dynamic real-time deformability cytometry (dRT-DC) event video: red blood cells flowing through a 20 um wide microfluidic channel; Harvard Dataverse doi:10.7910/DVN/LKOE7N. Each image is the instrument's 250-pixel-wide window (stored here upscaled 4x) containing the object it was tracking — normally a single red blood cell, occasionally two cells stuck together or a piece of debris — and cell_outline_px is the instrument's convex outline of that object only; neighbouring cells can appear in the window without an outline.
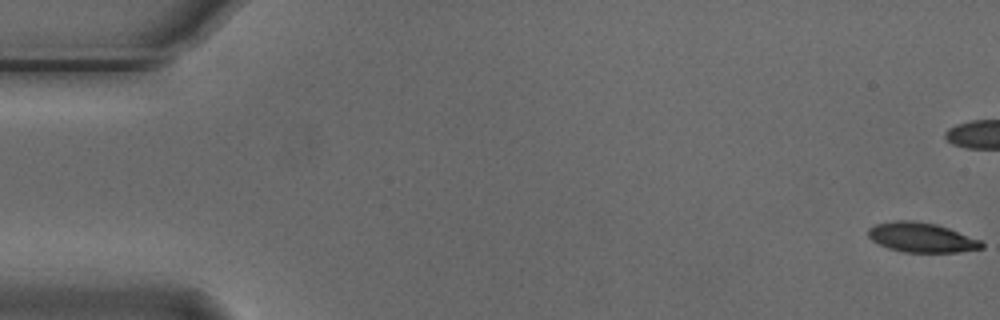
{"species": "Egyptian fruit bat (a non-hibernating species)", "species_latin": "Rousettus aegyptiacus", "temperature_condition": "cold", "stored_images_in_passage": 9, "camera_frame_rate_fps": 3000, "um_per_image_px": 0.085, "animal": {"sex": "male"}, "frame": {"image": 1, "passage_image": 1, "time_ms": 0.0, "image_size_px": [1000, 320], "cell_outline_px": [[984, 248], [960, 252], [904, 252], [888, 248], [872, 240], [868, 236], [868, 228], [876, 224], [896, 220], [916, 220], [936, 224], [948, 228], [980, 240], [984, 244]], "centroid_in_image_um": [78.33, 20.18], "position_along_channel_um": 6.7, "area_um2": 19.59}}
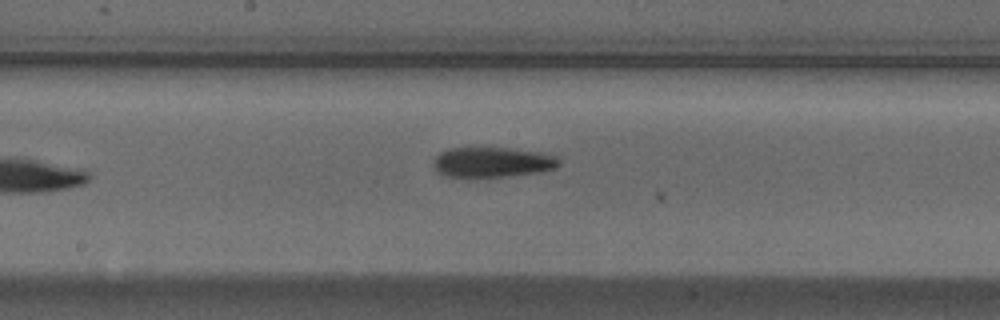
{"frame": {"image": 2, "passage_image": 9, "time_ms": 2.667, "image_size_px": [1000, 320], "cell_outline_px": [[560, 164], [556, 168], [540, 172], [508, 176], [448, 176], [440, 172], [432, 164], [436, 156], [440, 152], [448, 148], [508, 148], [544, 152], [556, 156], [560, 160]], "centroid_in_image_um": [41.92, 13.77], "position_along_channel_um": 206.3, "area_um2": 21.91}}